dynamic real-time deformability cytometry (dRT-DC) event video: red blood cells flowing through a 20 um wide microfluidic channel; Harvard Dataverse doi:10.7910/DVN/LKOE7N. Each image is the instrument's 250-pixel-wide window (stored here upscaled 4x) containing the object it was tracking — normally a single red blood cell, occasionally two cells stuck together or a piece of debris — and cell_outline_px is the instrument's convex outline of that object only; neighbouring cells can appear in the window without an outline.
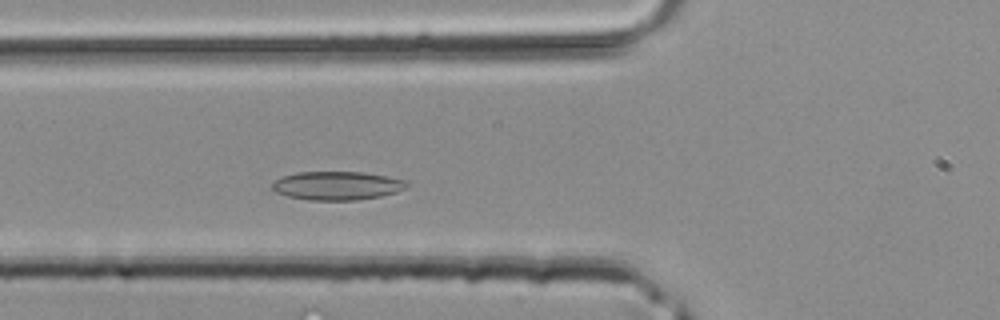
{"species": "common noctule bat (a hibernating species)", "species_latin": "Nyctalus noctula", "temperature_condition": "room temperature", "stored_images_in_passage": 30, "camera_frame_rate_fps": 3000, "um_per_image_px": 0.085, "animal": {"sex": "male", "body_mass_g": 20.4}, "frame": {"image": 1, "passage_image": 9, "time_ms": 2.667, "image_size_px": [1000, 320], "cell_outline_px": [[408, 184], [404, 188], [396, 192], [380, 196], [356, 200], [308, 200], [288, 196], [276, 192], [272, 188], [272, 184], [280, 176], [296, 172], [364, 172], [388, 176], [408, 180]], "centroid_in_image_um": [28.65, 15.77], "position_along_channel_um": 97.2, "area_um2": 22.48}}
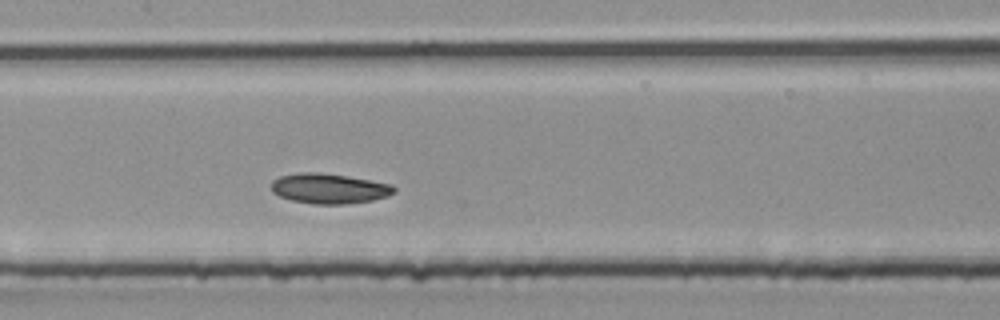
{"frame": {"image": 2, "passage_image": 14, "time_ms": 4.333, "image_size_px": [1000, 320], "cell_outline_px": [[396, 192], [388, 196], [372, 200], [344, 204], [312, 204], [292, 200], [280, 196], [272, 192], [272, 180], [280, 176], [300, 172], [316, 172], [348, 176], [392, 184], [396, 188]], "centroid_in_image_um": [27.99, 16.02], "position_along_channel_um": 179.4, "area_um2": 21.56}}
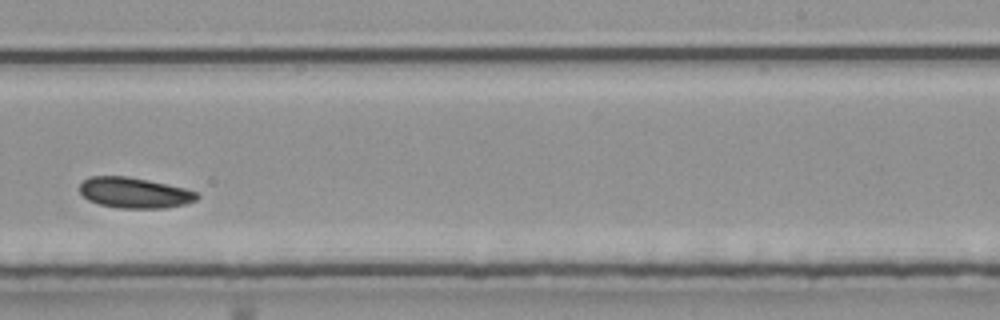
{"frame": {"image": 3, "passage_image": 20, "time_ms": 6.333, "image_size_px": [1000, 320], "cell_outline_px": [[200, 196], [196, 200], [184, 204], [164, 208], [120, 208], [100, 204], [88, 200], [80, 192], [80, 184], [88, 176], [128, 176], [148, 180], [184, 188], [196, 192]], "centroid_in_image_um": [11.41, 16.38], "position_along_channel_um": 277.6, "area_um2": 20.81}}